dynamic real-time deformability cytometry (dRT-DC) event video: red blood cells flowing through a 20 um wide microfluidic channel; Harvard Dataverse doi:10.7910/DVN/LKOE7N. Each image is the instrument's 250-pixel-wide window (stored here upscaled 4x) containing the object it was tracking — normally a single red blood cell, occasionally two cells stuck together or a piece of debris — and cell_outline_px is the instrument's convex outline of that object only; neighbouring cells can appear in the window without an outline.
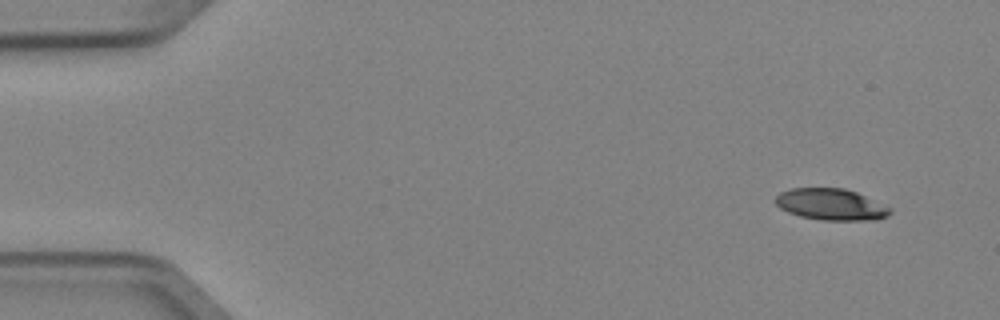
{"species": "Egyptian fruit bat (a non-hibernating species)", "species_latin": "Rousettus aegyptiacus", "temperature_condition": "cold", "stored_images_in_passage": 4, "camera_frame_rate_fps": 3000, "um_per_image_px": 0.085, "animal": {"sex": "female"}, "frame": {"image": 1, "passage_image": 1, "time_ms": 0.0, "image_size_px": [1000, 320], "cell_outline_px": [[892, 212], [888, 216], [876, 220], [820, 220], [800, 216], [788, 212], [780, 208], [772, 200], [780, 192], [788, 188], [844, 188], [856, 192], [892, 208]], "centroid_in_image_um": [70.61, 17.38], "position_along_channel_um": 14.4, "area_um2": 21.21}}
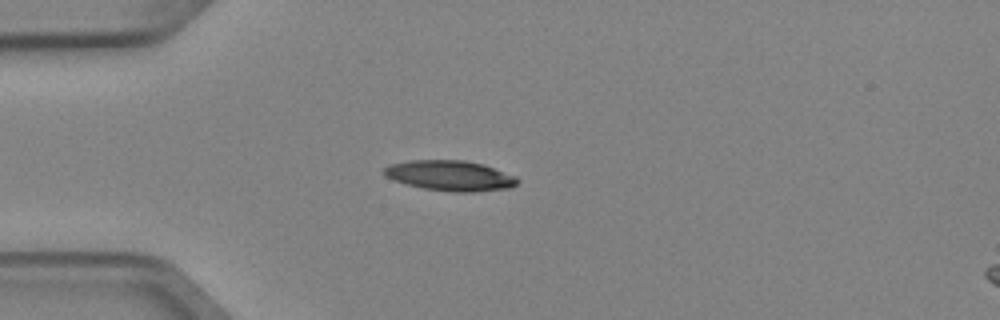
{"frame": {"image": 2, "passage_image": 4, "time_ms": 1.0, "image_size_px": [1000, 320], "cell_outline_px": [[520, 180], [512, 188], [476, 192], [452, 192], [424, 188], [408, 184], [384, 176], [380, 172], [388, 164], [408, 160], [464, 160], [484, 164], [516, 176]], "centroid_in_image_um": [38.27, 14.92], "position_along_channel_um": 46.7, "area_um2": 23.81}}